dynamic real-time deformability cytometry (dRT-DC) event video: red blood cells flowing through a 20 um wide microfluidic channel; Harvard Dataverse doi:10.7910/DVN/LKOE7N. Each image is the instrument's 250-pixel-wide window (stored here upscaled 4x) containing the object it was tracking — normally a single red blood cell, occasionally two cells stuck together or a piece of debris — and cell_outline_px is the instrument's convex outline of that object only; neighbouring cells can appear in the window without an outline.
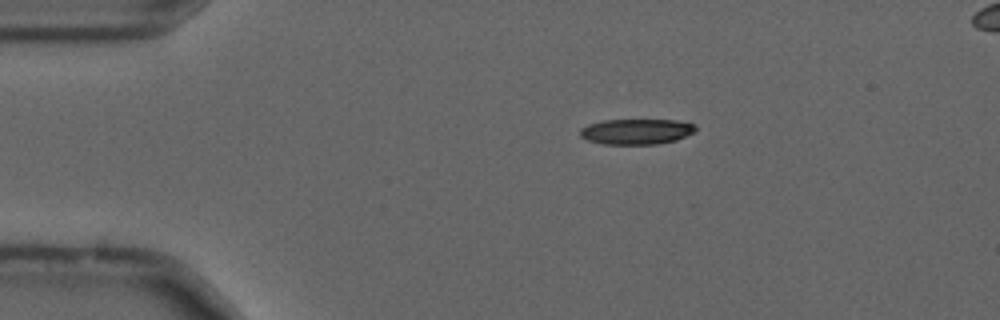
{"species": "common noctule bat (a hibernating species)", "species_latin": "Nyctalus noctula", "temperature_condition": "cold", "stored_images_in_passage": 57, "camera_frame_rate_fps": 3000, "um_per_image_px": 0.085, "animal": {"sex": "male", "forearm_length_mm": 52.5}, "frame": {"image": 1, "passage_image": 11, "time_ms": 3.333, "image_size_px": [1000, 320], "cell_outline_px": [[696, 128], [692, 132], [676, 140], [656, 144], [604, 144], [588, 140], [580, 136], [580, 128], [588, 124], [604, 120], [676, 120], [696, 124]], "centroid_in_image_um": [54.07, 11.17], "position_along_channel_um": 30.9, "area_um2": 17.05}}